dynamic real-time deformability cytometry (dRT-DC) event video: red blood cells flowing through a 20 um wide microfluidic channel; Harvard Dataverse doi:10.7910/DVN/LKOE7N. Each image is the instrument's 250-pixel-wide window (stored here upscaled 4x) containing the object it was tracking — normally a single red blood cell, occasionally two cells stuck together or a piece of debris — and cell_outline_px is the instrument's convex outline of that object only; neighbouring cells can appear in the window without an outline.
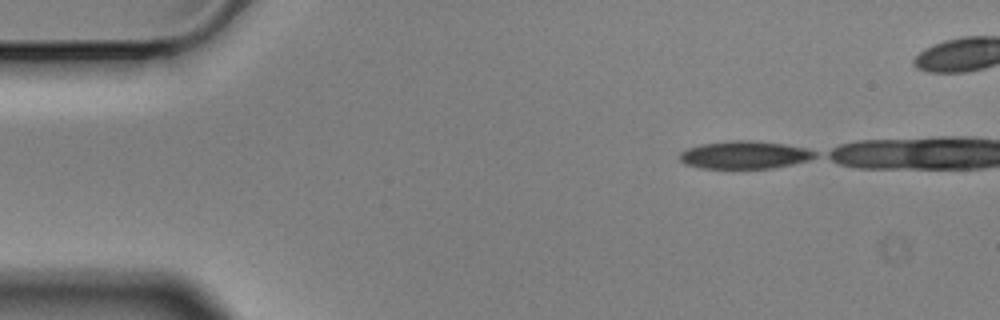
{"species": "Egyptian fruit bat (a non-hibernating species)", "species_latin": "Rousettus aegyptiacus", "temperature_condition": "cold", "stored_images_in_passage": 3, "camera_frame_rate_fps": 3000, "um_per_image_px": 0.085, "animal": {"sex": "male"}, "frame": {"image": 1, "passage_image": 1, "time_ms": 0.0, "image_size_px": [1000, 320], "cell_outline_px": [[816, 156], [808, 160], [792, 164], [772, 168], [732, 172], [700, 168], [684, 164], [676, 156], [680, 152], [688, 148], [700, 144], [728, 140], [752, 140], [784, 144], [808, 148], [816, 152]], "centroid_in_image_um": [63.21, 13.21], "position_along_channel_um": 21.8, "area_um2": 23.12}}